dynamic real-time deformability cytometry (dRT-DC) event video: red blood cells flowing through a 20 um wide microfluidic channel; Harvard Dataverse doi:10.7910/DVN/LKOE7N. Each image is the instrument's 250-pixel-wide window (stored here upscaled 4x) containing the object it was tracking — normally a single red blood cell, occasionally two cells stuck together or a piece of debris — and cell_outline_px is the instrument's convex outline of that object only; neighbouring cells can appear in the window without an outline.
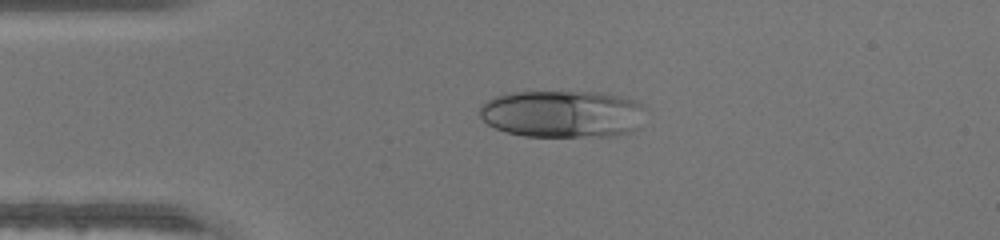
{"species": "human", "species_latin": "Homo sapiens", "temperature_condition": "warm", "stored_images_in_passage": 37, "camera_frame_rate_fps": 3000, "um_per_image_px": 0.085, "donor": {"sex": "male"}, "frame": {"image": 1, "passage_image": 1, "time_ms": 0.0, "image_size_px": [1000, 240], "cell_outline_px": [[644, 108], [636, 128], [632, 132], [608, 136], [524, 136], [508, 132], [496, 128], [488, 124], [480, 116], [480, 108], [488, 100], [496, 96], [508, 92], [604, 92], [636, 100]], "centroid_in_image_um": [47.8, 9.67], "position_along_channel_um": 37.2, "area_um2": 45.49}}
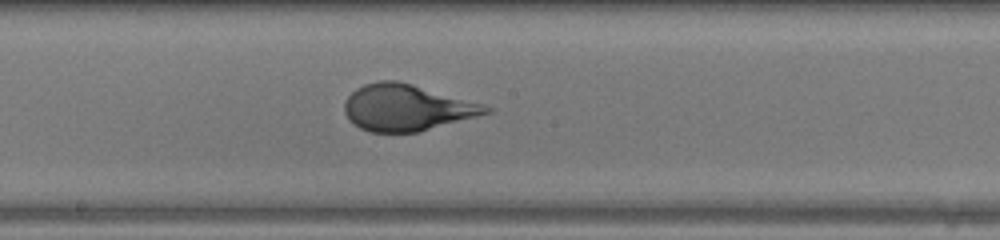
{"frame": {"image": 2, "passage_image": 15, "time_ms": 4.667, "image_size_px": [1000, 240], "cell_outline_px": [[496, 108], [492, 112], [416, 132], [368, 132], [360, 128], [344, 112], [344, 100], [356, 88], [364, 84], [380, 80], [396, 80], [412, 84], [484, 104]], "centroid_in_image_um": [34.57, 9.14], "position_along_channel_um": 213.6, "area_um2": 37.92}}
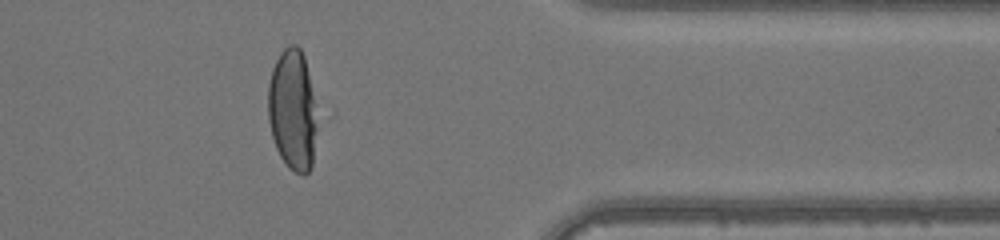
{"frame": {"image": 3, "passage_image": 28, "time_ms": 9.0, "image_size_px": [1000, 240], "cell_outline_px": [[316, 128], [312, 168], [304, 176], [288, 168], [280, 156], [276, 148], [272, 136], [268, 120], [268, 84], [272, 68], [280, 52], [284, 48], [292, 44], [296, 44], [300, 48], [304, 56], [312, 96]], "centroid_in_image_um": [24.83, 9.38], "position_along_channel_um": 386.6, "area_um2": 34.16}}